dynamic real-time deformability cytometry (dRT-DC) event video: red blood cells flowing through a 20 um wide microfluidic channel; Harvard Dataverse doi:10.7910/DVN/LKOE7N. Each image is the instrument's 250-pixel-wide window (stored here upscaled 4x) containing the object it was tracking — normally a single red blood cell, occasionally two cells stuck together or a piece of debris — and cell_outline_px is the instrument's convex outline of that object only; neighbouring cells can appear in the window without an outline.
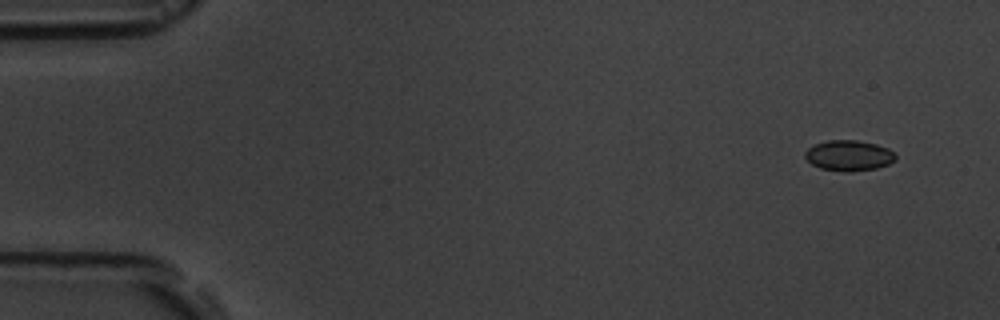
{"species": "common noctule bat (a hibernating species)", "species_latin": "Nyctalus noctula", "temperature_condition": "room temperature", "stored_images_in_passage": 4, "camera_frame_rate_fps": 3000, "um_per_image_px": 0.085, "animal": {"sex": "male", "body_mass_g": 19.5, "forearm_length_mm": 54.6}, "frame": {"image": 1, "passage_image": 1, "time_ms": 0.0, "image_size_px": [1000, 320], "cell_outline_px": [[896, 160], [888, 164], [876, 168], [848, 172], [844, 172], [820, 168], [812, 164], [804, 156], [804, 152], [808, 148], [816, 144], [828, 140], [856, 140], [876, 144], [888, 148], [896, 156]], "centroid_in_image_um": [72.14, 13.22], "position_along_channel_um": 12.9, "area_um2": 16.07}}
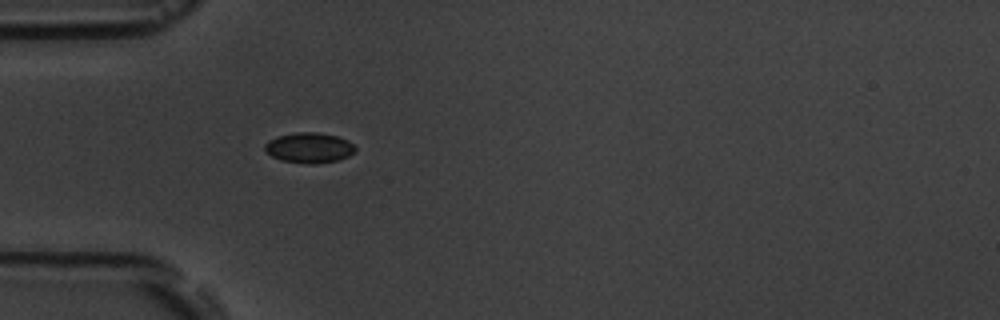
{"frame": {"image": 2, "passage_image": 4, "time_ms": 4.333, "image_size_px": [1000, 320], "cell_outline_px": [[356, 152], [348, 156], [336, 160], [312, 164], [308, 164], [280, 160], [264, 152], [264, 144], [268, 140], [276, 136], [296, 132], [316, 132], [336, 136], [348, 140], [356, 148]], "centroid_in_image_um": [26.24, 12.55], "position_along_channel_um": 58.8, "area_um2": 16.07}}